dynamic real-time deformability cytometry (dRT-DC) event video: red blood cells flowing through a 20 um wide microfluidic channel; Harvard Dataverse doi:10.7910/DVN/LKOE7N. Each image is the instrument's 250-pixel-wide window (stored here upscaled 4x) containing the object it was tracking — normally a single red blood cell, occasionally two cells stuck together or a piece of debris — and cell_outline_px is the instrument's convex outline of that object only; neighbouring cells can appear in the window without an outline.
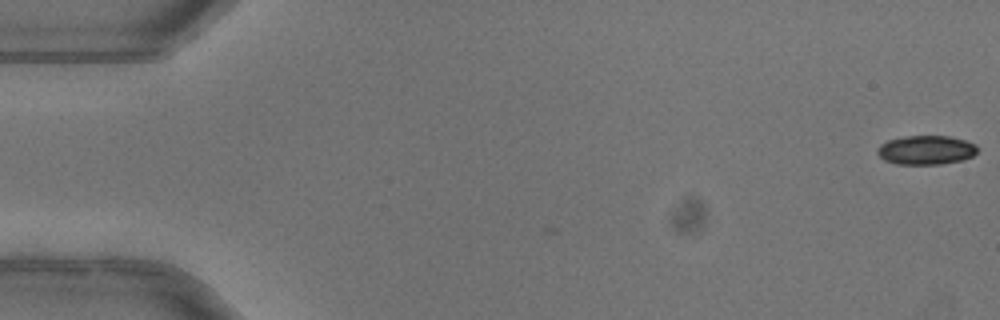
{"species": "common noctule bat (a hibernating species)", "species_latin": "Nyctalus noctula", "temperature_condition": "warm", "stored_images_in_passage": 52, "camera_frame_rate_fps": 3000, "um_per_image_px": 0.085, "animal": {"sex": "female"}, "frame": {"image": 1, "passage_image": 1, "time_ms": 0.0, "image_size_px": [1000, 320], "cell_outline_px": [[976, 152], [972, 156], [960, 160], [940, 164], [896, 164], [884, 160], [876, 152], [880, 144], [888, 140], [908, 136], [948, 136], [964, 140], [976, 144]], "centroid_in_image_um": [78.68, 12.75], "position_along_channel_um": 6.3, "area_um2": 16.76}}
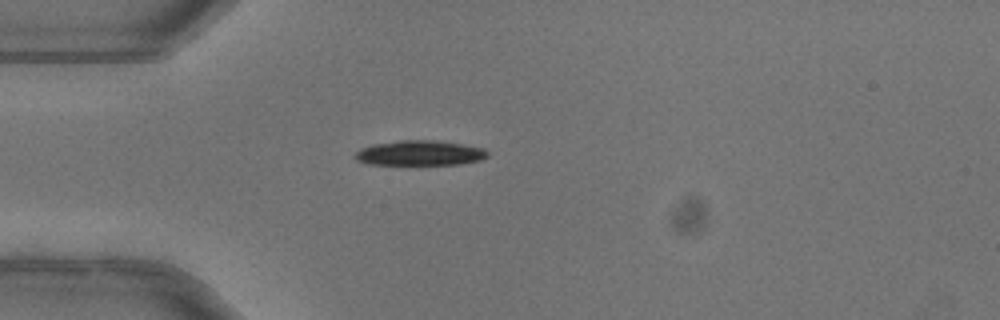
{"frame": {"image": 2, "passage_image": 15, "time_ms": 4.667, "image_size_px": [1000, 320], "cell_outline_px": [[488, 156], [480, 160], [460, 164], [368, 164], [356, 160], [352, 156], [360, 148], [372, 144], [400, 140], [432, 140], [460, 144], [484, 148], [488, 152]], "centroid_in_image_um": [35.64, 13.0], "position_along_channel_um": 49.4, "area_um2": 19.25}}
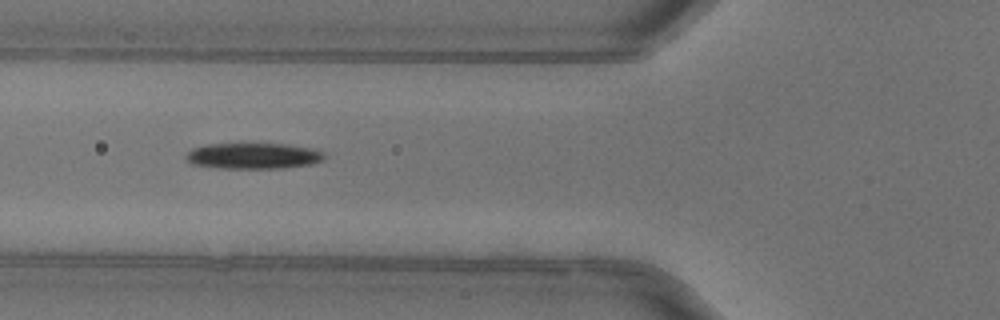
{"frame": {"image": 3, "passage_image": 20, "time_ms": 6.333, "image_size_px": [1000, 320], "cell_outline_px": [[324, 160], [312, 164], [280, 168], [220, 168], [192, 164], [184, 156], [192, 148], [204, 144], [284, 144], [308, 148], [324, 152]], "centroid_in_image_um": [21.5, 13.25], "position_along_channel_um": 104.3, "area_um2": 20.75}, "authors_computed_cell_mechanics": {"area_um2": 18.9584, "velocity_mm_per_s": 4.032, "shape_relaxation_time_tau1_ms": 2.5707, "shape_relaxation_time_tau2_ms": null, "deformation_change_tau1": 0.1359, "deformation_change_tau2": null}}